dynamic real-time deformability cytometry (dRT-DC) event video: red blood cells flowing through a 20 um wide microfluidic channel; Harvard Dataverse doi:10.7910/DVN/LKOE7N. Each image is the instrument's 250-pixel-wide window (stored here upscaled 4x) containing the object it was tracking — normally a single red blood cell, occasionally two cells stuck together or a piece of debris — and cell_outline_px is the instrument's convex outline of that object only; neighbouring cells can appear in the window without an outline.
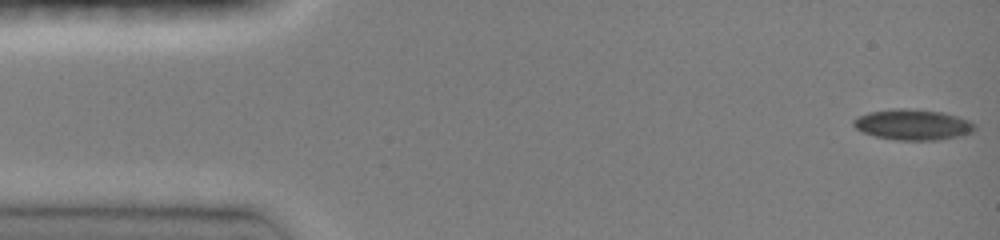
{"species": "common noctule bat (a hibernating species)", "species_latin": "Nyctalus noctula", "temperature_condition": "room temperature", "stored_images_in_passage": 48, "camera_frame_rate_fps": 3000, "um_per_image_px": 0.085, "animal": {"sex": "female", "body_mass_g": 19.0, "forearm_length_mm": 51.5}, "frame": {"image": 1, "passage_image": 1, "time_ms": 0.0, "image_size_px": [1000, 240], "cell_outline_px": [[976, 128], [972, 132], [960, 136], [940, 140], [896, 140], [876, 136], [864, 132], [856, 128], [852, 124], [852, 120], [856, 116], [868, 112], [900, 108], [908, 108], [940, 112], [956, 116], [968, 120], [976, 124]], "centroid_in_image_um": [77.58, 10.6], "position_along_channel_um": 7.4, "area_um2": 21.68}}
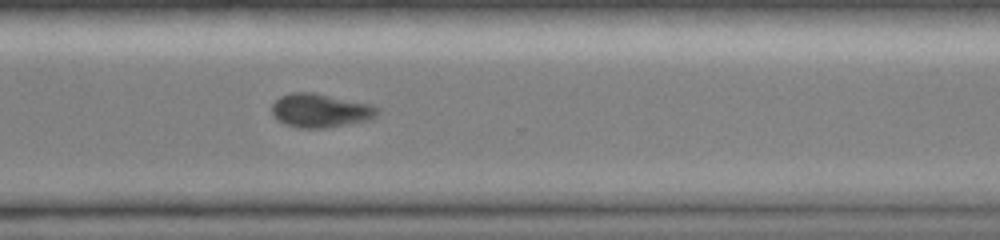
{"frame": {"image": 2, "passage_image": 35, "time_ms": 11.333, "image_size_px": [1000, 240], "cell_outline_px": [[380, 112], [376, 116], [364, 120], [324, 128], [300, 128], [284, 124], [276, 120], [272, 112], [272, 104], [280, 96], [292, 92], [316, 92], [372, 104], [380, 108]], "centroid_in_image_um": [27.21, 9.37], "position_along_channel_um": 343.4, "area_um2": 20.87}}
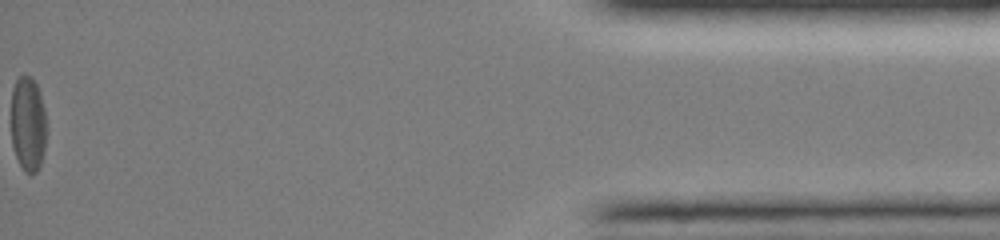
{"frame": {"image": 3, "passage_image": 48, "time_ms": 15.667, "image_size_px": [1000, 240], "cell_outline_px": [[44, 152], [40, 164], [36, 172], [24, 172], [16, 156], [12, 144], [12, 88], [16, 80], [20, 76], [32, 76], [40, 92], [44, 108]], "centroid_in_image_um": [2.36, 10.51], "position_along_channel_um": 432.8, "area_um2": 19.13}}